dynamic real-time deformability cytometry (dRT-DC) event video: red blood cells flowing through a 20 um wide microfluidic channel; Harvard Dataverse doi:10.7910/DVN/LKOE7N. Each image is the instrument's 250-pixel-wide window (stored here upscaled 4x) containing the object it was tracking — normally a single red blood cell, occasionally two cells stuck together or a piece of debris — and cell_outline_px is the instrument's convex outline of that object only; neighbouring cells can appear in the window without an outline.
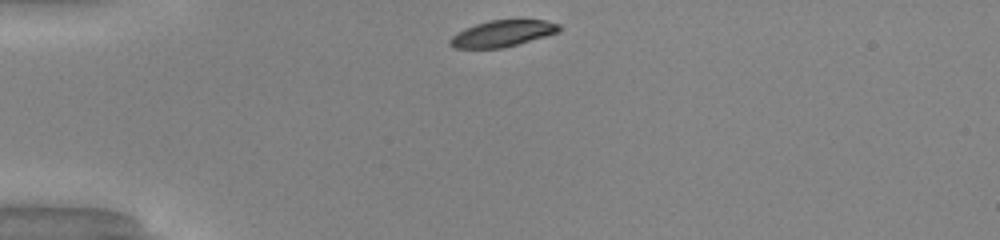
{"species": "common noctule bat (a hibernating species)", "species_latin": "Nyctalus noctula", "temperature_condition": "warm", "stored_images_in_passage": 30, "camera_frame_rate_fps": 3000, "um_per_image_px": 0.085, "animal": {"sex": "male", "body_mass_g": 20.0, "forearm_length_mm": 53.3}, "frame": {"image": 1, "passage_image": 1, "time_ms": 0.0, "image_size_px": [1000, 240], "cell_outline_px": [[560, 32], [504, 48], [452, 48], [448, 44], [448, 40], [456, 32], [464, 28], [488, 20], [544, 20], [560, 24]], "centroid_in_image_um": [42.67, 2.85], "position_along_channel_um": 42.3, "area_um2": 16.94}}
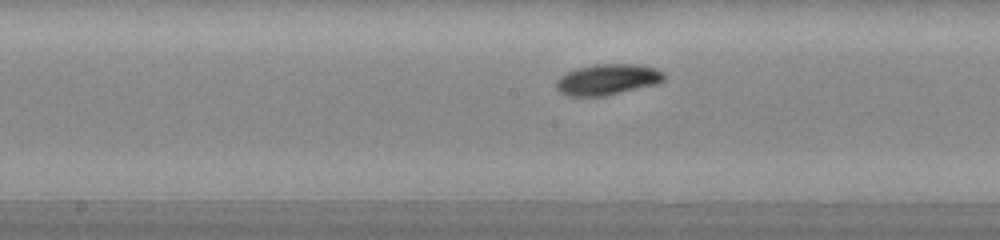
{"frame": {"image": 2, "passage_image": 15, "time_ms": 4.667, "image_size_px": [1000, 240], "cell_outline_px": [[664, 80], [656, 84], [604, 96], [568, 96], [560, 92], [556, 88], [556, 84], [560, 76], [576, 68], [596, 64], [640, 64], [656, 68], [664, 76]], "centroid_in_image_um": [51.62, 6.75], "position_along_channel_um": 196.6, "area_um2": 19.25}}
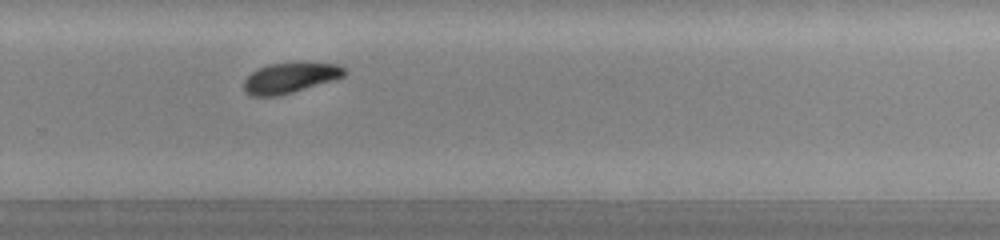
{"frame": {"image": 3, "passage_image": 23, "time_ms": 7.333, "image_size_px": [1000, 240], "cell_outline_px": [[348, 72], [344, 76], [332, 80], [292, 92], [276, 96], [252, 96], [244, 92], [244, 80], [252, 72], [268, 64], [340, 64]], "centroid_in_image_um": [24.63, 6.64], "position_along_channel_um": 305.2, "area_um2": 17.22}, "authors_computed_cell_mechanics": {"area_um2": 18.4671, "velocity_mm_per_s": 4.0823, "shape_relaxation_time_tau1_ms": 1.4496, "shape_relaxation_time_tau2_ms": null, "deformation_change_tau1": 0.0804, "deformation_change_tau2": null}}